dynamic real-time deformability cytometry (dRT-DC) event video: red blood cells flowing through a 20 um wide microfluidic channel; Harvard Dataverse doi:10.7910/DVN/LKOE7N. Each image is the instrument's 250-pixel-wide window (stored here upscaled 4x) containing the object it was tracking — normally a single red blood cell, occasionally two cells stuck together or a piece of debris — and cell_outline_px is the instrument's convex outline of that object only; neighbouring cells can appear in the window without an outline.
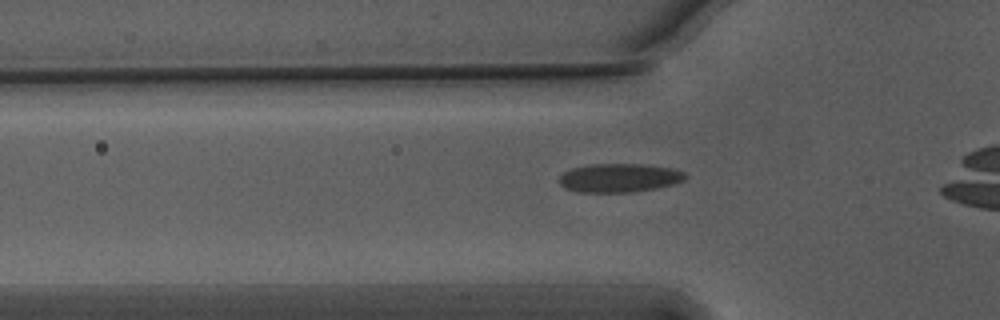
{"species": "Egyptian fruit bat (a non-hibernating species)", "species_latin": "Rousettus aegyptiacus", "temperature_condition": "warm", "stored_images_in_passage": 31, "camera_frame_rate_fps": 3000, "um_per_image_px": 0.085, "animal": {"sex": "male"}, "frame": {"image": 1, "passage_image": 5, "time_ms": 1.333, "image_size_px": [1000, 320], "cell_outline_px": [[688, 176], [684, 180], [672, 184], [656, 188], [632, 192], [576, 192], [564, 188], [560, 184], [560, 176], [564, 172], [572, 168], [592, 164], [640, 164], [676, 168], [684, 172]], "centroid_in_image_um": [52.65, 15.12], "position_along_channel_um": 73.1, "area_um2": 21.15}}
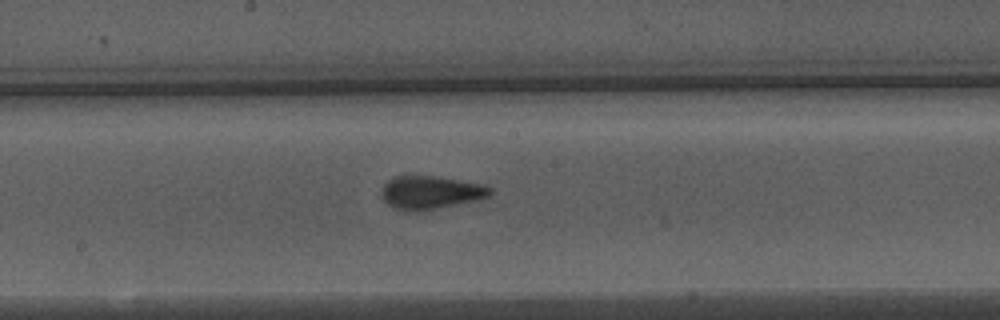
{"frame": {"image": 2, "passage_image": 16, "time_ms": 5.0, "image_size_px": [1000, 320], "cell_outline_px": [[492, 192], [488, 196], [476, 200], [420, 212], [408, 212], [392, 208], [380, 196], [380, 192], [384, 184], [388, 180], [396, 176], [432, 176], [480, 184], [492, 188]], "centroid_in_image_um": [36.52, 16.39], "position_along_channel_um": 211.7, "area_um2": 20.98}}
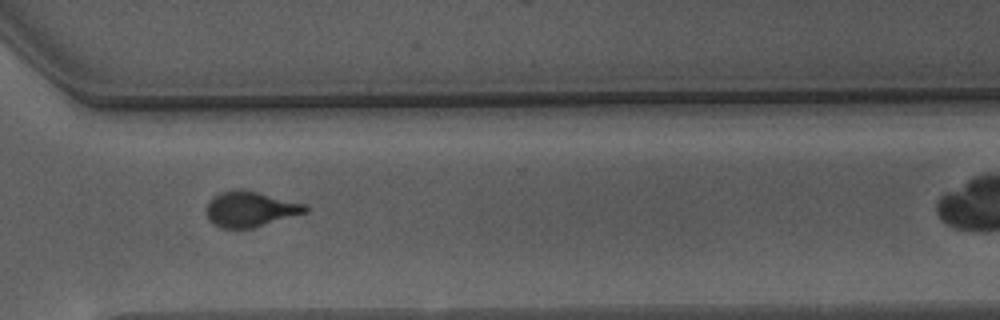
{"frame": {"image": 3, "passage_image": 27, "time_ms": 8.667, "image_size_px": [1000, 320], "cell_outline_px": [[308, 212], [252, 228], [220, 228], [212, 224], [208, 220], [204, 212], [208, 200], [212, 196], [220, 192], [240, 188], [304, 204], [308, 208]], "centroid_in_image_um": [21.18, 17.78], "position_along_channel_um": 349.4, "area_um2": 20.52}}